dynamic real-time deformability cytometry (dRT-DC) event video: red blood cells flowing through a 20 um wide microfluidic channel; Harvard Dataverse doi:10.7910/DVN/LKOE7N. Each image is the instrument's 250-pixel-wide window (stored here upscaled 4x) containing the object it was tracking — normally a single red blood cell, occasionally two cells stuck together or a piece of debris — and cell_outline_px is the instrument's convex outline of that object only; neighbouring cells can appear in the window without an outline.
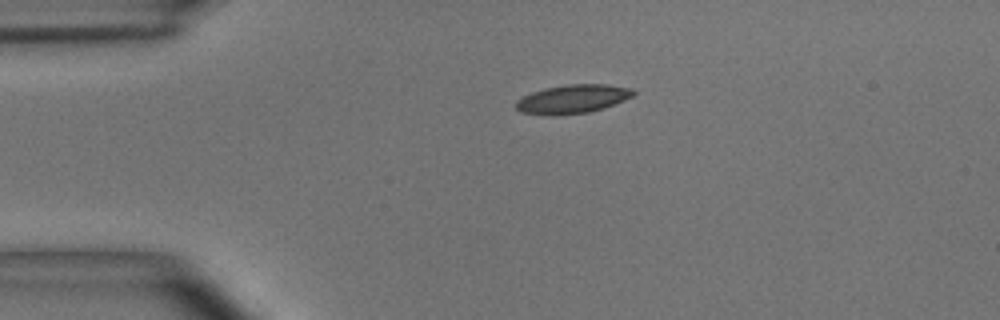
{"species": "common noctule bat (a hibernating species)", "species_latin": "Nyctalus noctula", "temperature_condition": "room temperature", "stored_images_in_passage": 2, "camera_frame_rate_fps": 3000, "um_per_image_px": 0.085, "animal": {"sex": "male", "body_mass_g": 15.6}, "frame": {"image": 1, "passage_image": 1, "time_ms": 0.0, "image_size_px": [1000, 320], "cell_outline_px": [[636, 92], [632, 96], [624, 100], [588, 112], [520, 112], [516, 108], [516, 100], [532, 92], [544, 88], [568, 84], [608, 84], [632, 88]], "centroid_in_image_um": [48.73, 8.34], "position_along_channel_um": 36.3, "area_um2": 18.55}}